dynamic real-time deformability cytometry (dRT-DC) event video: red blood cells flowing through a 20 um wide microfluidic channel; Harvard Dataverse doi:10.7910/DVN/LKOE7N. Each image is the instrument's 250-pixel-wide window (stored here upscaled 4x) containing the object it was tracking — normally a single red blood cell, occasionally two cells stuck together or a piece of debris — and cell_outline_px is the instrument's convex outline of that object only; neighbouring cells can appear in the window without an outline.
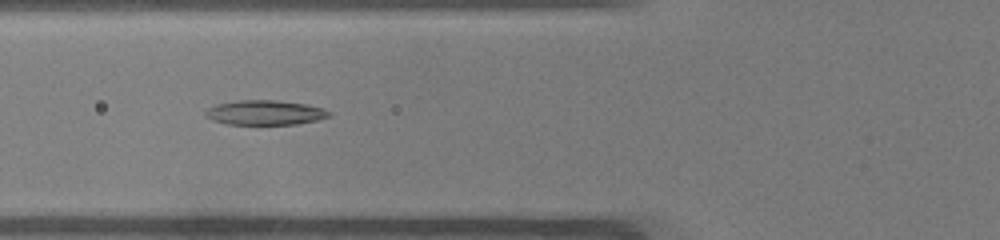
{"species": "common noctule bat (a hibernating species)", "species_latin": "Nyctalus noctula", "temperature_condition": "warm", "stored_images_in_passage": 38, "camera_frame_rate_fps": 3000, "um_per_image_px": 0.085, "animal": {"sex": "male", "body_mass_g": 19.0, "forearm_length_mm": 50.8}, "frame": {"image": 1, "passage_image": 7, "time_ms": 2.0, "image_size_px": [1000, 240], "cell_outline_px": [[332, 116], [316, 120], [296, 124], [224, 124], [212, 120], [204, 116], [204, 112], [208, 108], [216, 104], [236, 100], [276, 100], [308, 104], [324, 108], [332, 112]], "centroid_in_image_um": [22.53, 9.56], "position_along_channel_um": 103.3, "area_um2": 18.03}}
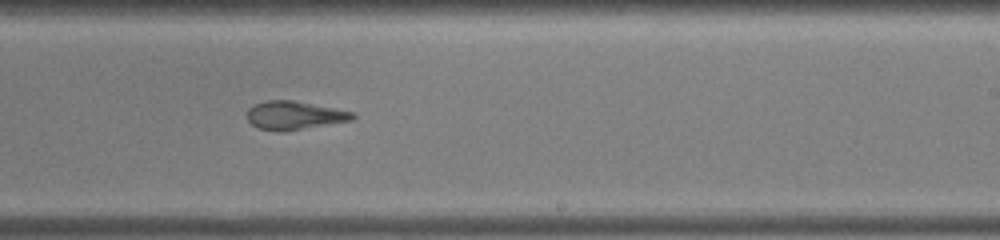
{"frame": {"image": 2, "passage_image": 19, "time_ms": 6.0, "image_size_px": [1000, 240], "cell_outline_px": [[356, 116], [352, 120], [284, 132], [276, 132], [260, 128], [252, 124], [248, 120], [248, 108], [252, 104], [264, 100], [292, 100], [356, 112]], "centroid_in_image_um": [25.02, 9.8], "position_along_channel_um": 264.0, "area_um2": 17.63}}
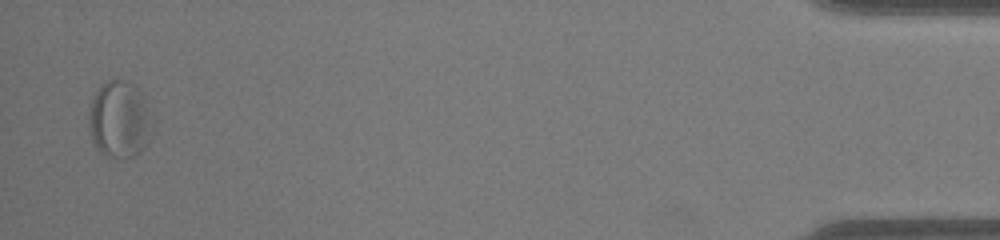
{"frame": {"image": 3, "passage_image": 37, "time_ms": 12.0, "image_size_px": [1000, 240], "cell_outline_px": [[148, 140], [140, 152], [132, 156], [104, 156], [96, 148], [92, 140], [88, 120], [88, 112], [92, 100], [100, 84], [108, 80], [124, 80], [132, 84], [140, 92], [148, 116]], "centroid_in_image_um": [10.06, 10.15], "position_along_channel_um": 425.1, "area_um2": 27.4}, "authors_computed_cell_mechanics": {"area_um2": 18.7272, "velocity_mm_per_s": 4.0282, "shape_relaxation_time_tau1_ms": null, "shape_relaxation_time_tau2_ms": 2.45, "deformation_change_tau1": null, "deformation_change_tau2": 0.1088}}